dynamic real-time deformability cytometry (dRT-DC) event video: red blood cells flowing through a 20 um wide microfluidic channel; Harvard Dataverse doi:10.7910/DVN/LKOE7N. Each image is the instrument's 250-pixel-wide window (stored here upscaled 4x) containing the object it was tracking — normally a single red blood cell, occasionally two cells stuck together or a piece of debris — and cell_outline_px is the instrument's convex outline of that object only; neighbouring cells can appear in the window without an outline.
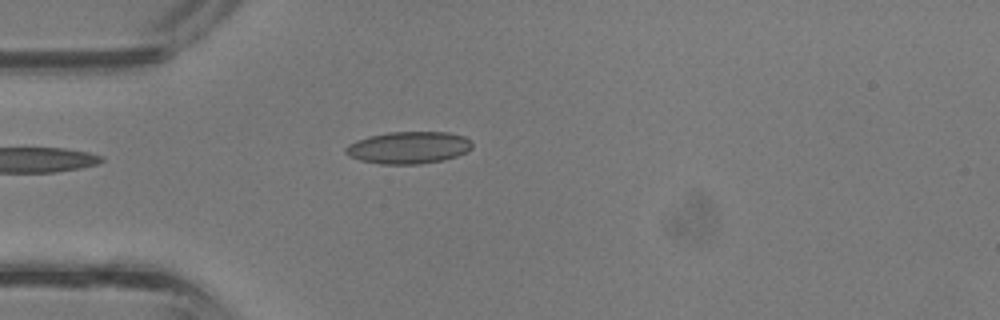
{"species": "common noctule bat (a hibernating species)", "species_latin": "Nyctalus noctula", "temperature_condition": "room temperature", "stored_images_in_passage": 27, "camera_frame_rate_fps": 3000, "um_per_image_px": 0.085, "animal": {"sex": "male", "body_mass_g": 13.3}, "frame": {"image": 1, "passage_image": 1, "time_ms": 0.0, "image_size_px": [1000, 320], "cell_outline_px": [[472, 148], [456, 156], [444, 160], [420, 164], [380, 164], [360, 160], [344, 152], [344, 148], [348, 144], [368, 136], [392, 132], [444, 132], [464, 136], [472, 144]], "centroid_in_image_um": [34.71, 12.55], "position_along_channel_um": 50.3, "area_um2": 23.47}}
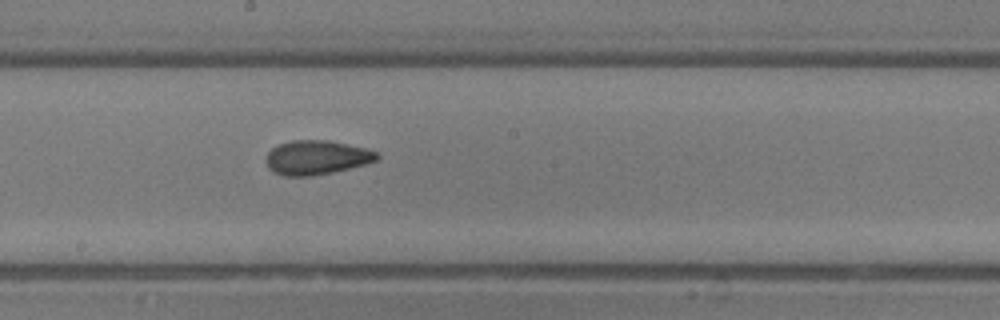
{"frame": {"image": 2, "passage_image": 11, "time_ms": 3.333, "image_size_px": [1000, 320], "cell_outline_px": [[380, 156], [376, 160], [364, 164], [332, 172], [312, 176], [284, 176], [272, 172], [268, 168], [268, 152], [272, 148], [280, 144], [292, 140], [328, 140], [364, 148], [376, 152]], "centroid_in_image_um": [26.88, 13.39], "position_along_channel_um": 221.3, "area_um2": 21.79}}
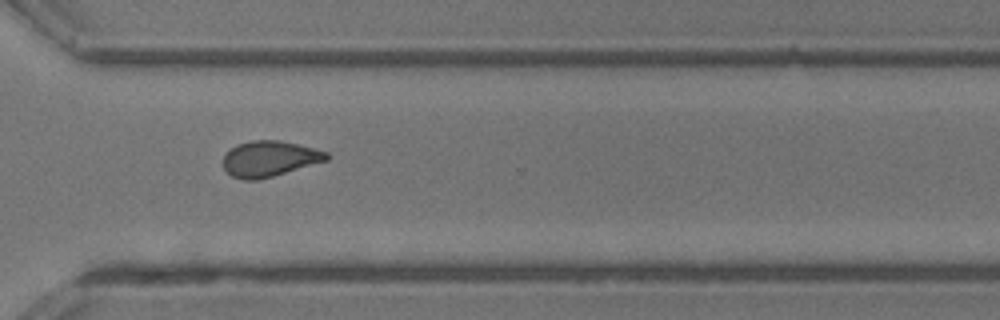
{"frame": {"image": 3, "passage_image": 18, "time_ms": 5.667, "image_size_px": [1000, 320], "cell_outline_px": [[328, 160], [272, 176], [256, 180], [240, 180], [232, 176], [224, 168], [224, 156], [236, 144], [252, 140], [280, 140], [328, 152]], "centroid_in_image_um": [22.89, 13.49], "position_along_channel_um": 347.7, "area_um2": 21.21}}